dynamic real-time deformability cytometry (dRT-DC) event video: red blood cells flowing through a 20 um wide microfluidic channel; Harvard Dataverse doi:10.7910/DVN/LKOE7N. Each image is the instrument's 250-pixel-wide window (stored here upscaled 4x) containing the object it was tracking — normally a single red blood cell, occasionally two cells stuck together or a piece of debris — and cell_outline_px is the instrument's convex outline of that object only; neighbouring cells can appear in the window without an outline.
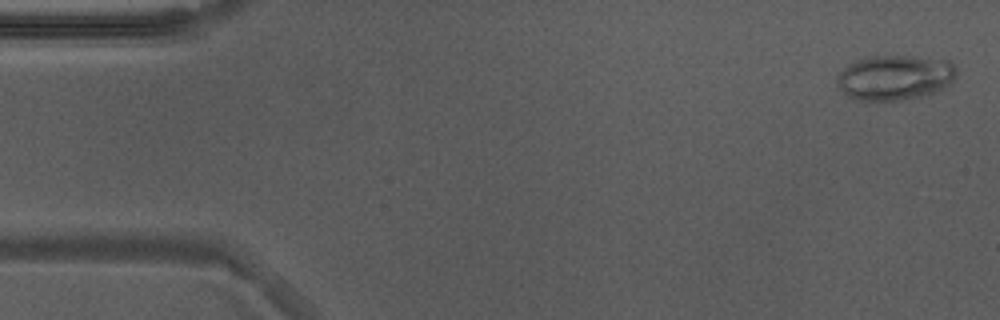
{"species": "Egyptian fruit bat (a non-hibernating species)", "species_latin": "Rousettus aegyptiacus", "temperature_condition": "warm", "stored_images_in_passage": 44, "camera_frame_rate_fps": 3000, "um_per_image_px": 0.085, "animal": {"sex": "male"}, "frame": {"image": 1, "passage_image": 2, "time_ms": 0.333, "image_size_px": [1000, 320], "cell_outline_px": [[956, 76], [948, 84], [932, 92], [920, 96], [900, 100], [868, 104], [852, 100], [836, 84], [836, 76], [848, 64], [872, 56], [904, 56], [948, 60], [956, 68]], "centroid_in_image_um": [75.97, 6.63], "position_along_channel_um": 9.0, "area_um2": 31.56}}
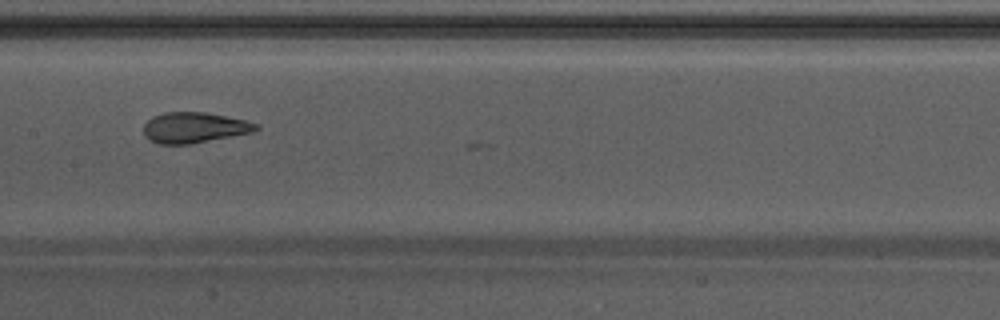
{"frame": {"image": 2, "passage_image": 26, "time_ms": 8.333, "image_size_px": [1000, 320], "cell_outline_px": [[260, 128], [256, 132], [188, 144], [160, 144], [144, 136], [144, 124], [152, 116], [164, 112], [204, 112], [244, 120], [256, 124]], "centroid_in_image_um": [16.51, 10.84], "position_along_channel_um": 190.9, "area_um2": 19.94}}
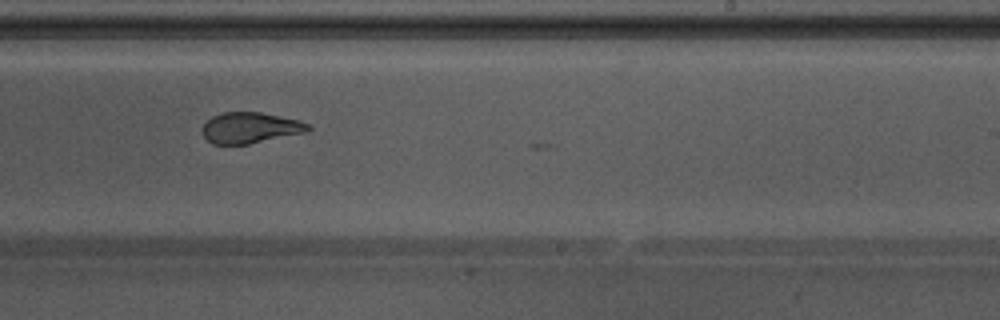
{"frame": {"image": 3, "passage_image": 32, "time_ms": 10.333, "image_size_px": [1000, 320], "cell_outline_px": [[312, 128], [304, 132], [248, 144], [212, 144], [204, 136], [204, 124], [212, 116], [224, 112], [260, 112], [300, 120], [308, 124]], "centroid_in_image_um": [21.27, 10.85], "position_along_channel_um": 267.7, "area_um2": 18.73}, "authors_computed_cell_mechanics": {"area_um2": 21.097, "velocity_mm_per_s": 3.8584, "shape_relaxation_time_tau1_ms": null, "shape_relaxation_time_tau2_ms": 1.3097, "deformation_change_tau1": null, "deformation_change_tau2": 0.0916}}